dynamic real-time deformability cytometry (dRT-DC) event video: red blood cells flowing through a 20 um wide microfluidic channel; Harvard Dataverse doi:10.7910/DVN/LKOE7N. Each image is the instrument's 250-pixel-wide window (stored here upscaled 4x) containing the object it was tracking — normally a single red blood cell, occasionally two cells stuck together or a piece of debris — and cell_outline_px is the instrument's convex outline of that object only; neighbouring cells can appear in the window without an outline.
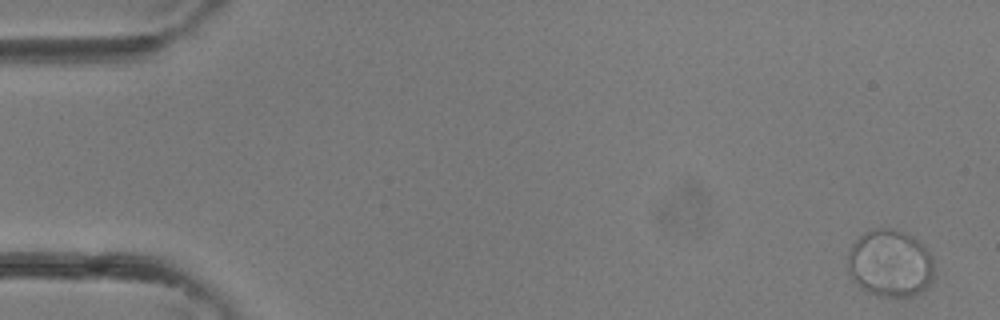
{"species": "common noctule bat (a hibernating species)", "species_latin": "Nyctalus noctula", "temperature_condition": "room temperature", "stored_images_in_passage": 3, "camera_frame_rate_fps": 3000, "um_per_image_px": 0.085, "animal": {"sex": "female"}, "frame": {"image": 1, "passage_image": 1, "time_ms": 0.0, "image_size_px": [1000, 320], "cell_outline_px": [[932, 276], [928, 284], [920, 292], [912, 296], [876, 296], [860, 288], [852, 280], [848, 272], [848, 256], [852, 244], [864, 232], [872, 228], [892, 228], [904, 232], [912, 236], [924, 244], [932, 260]], "centroid_in_image_um": [75.62, 22.37], "position_along_channel_um": 9.4, "area_um2": 33.93}}